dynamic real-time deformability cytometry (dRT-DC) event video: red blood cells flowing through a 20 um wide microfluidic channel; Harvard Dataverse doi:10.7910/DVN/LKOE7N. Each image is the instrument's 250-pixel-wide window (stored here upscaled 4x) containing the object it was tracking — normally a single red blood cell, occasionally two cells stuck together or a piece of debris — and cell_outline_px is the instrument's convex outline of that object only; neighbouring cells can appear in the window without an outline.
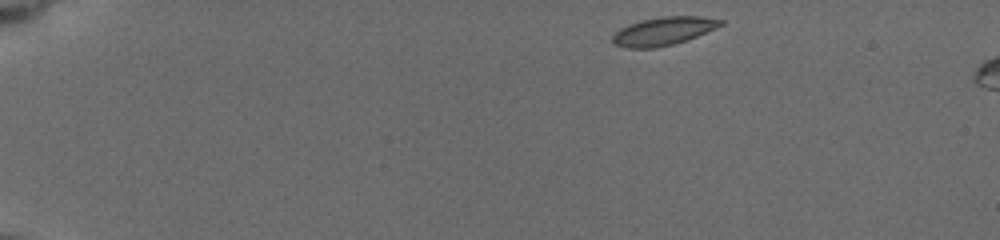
{"species": "common noctule bat (a hibernating species)", "species_latin": "Nyctalus noctula", "temperature_condition": "cold", "stored_images_in_passage": 41, "camera_frame_rate_fps": 3000, "um_per_image_px": 0.085, "animal": {"sex": "female", "body_mass_g": 19.5, "forearm_length_mm": 54.1}, "frame": {"image": 1, "passage_image": 1, "time_ms": 0.0, "image_size_px": [1000, 240], "cell_outline_px": [[724, 24], [696, 36], [672, 44], [656, 48], [628, 48], [612, 44], [612, 36], [620, 28], [628, 24], [640, 20], [664, 16], [700, 16], [724, 20]], "centroid_in_image_um": [56.35, 2.64], "position_along_channel_um": 28.6, "area_um2": 17.69}}
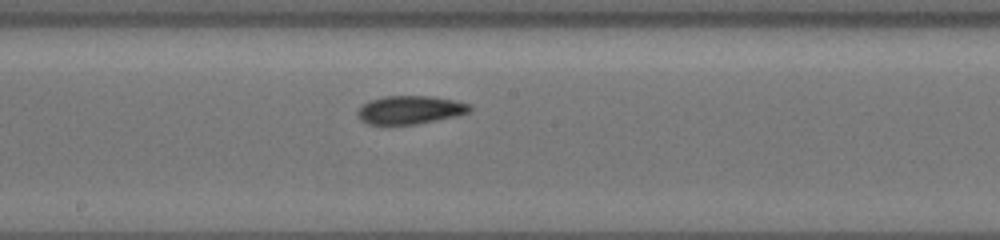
{"frame": {"image": 2, "passage_image": 17, "time_ms": 7.667, "image_size_px": [1000, 240], "cell_outline_px": [[472, 108], [468, 112], [456, 116], [416, 124], [368, 124], [356, 112], [368, 100], [384, 96], [432, 96], [456, 100], [472, 104]], "centroid_in_image_um": [34.91, 9.32], "position_along_channel_um": 213.3, "area_um2": 18.38}}
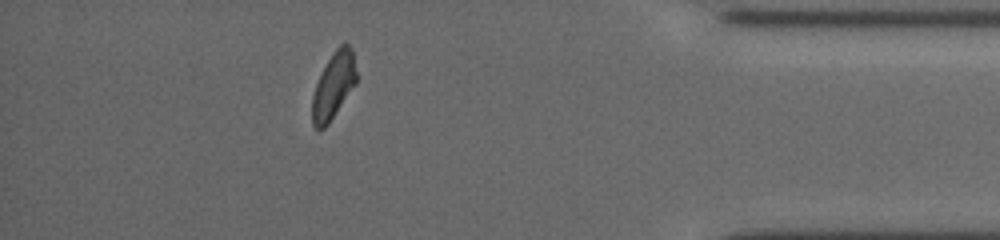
{"frame": {"image": 3, "passage_image": 34, "time_ms": 13.667, "image_size_px": [1000, 240], "cell_outline_px": [[356, 84], [328, 124], [324, 128], [316, 128], [312, 124], [312, 96], [316, 84], [332, 52], [340, 44], [348, 44], [352, 48], [356, 72]], "centroid_in_image_um": [28.35, 7.27], "position_along_channel_um": 406.8, "area_um2": 16.88}, "authors_computed_cell_mechanics": {"area_um2": 17.918, "velocity_mm_per_s": 3.7567, "shape_relaxation_time_tau1_ms": 6.0836, "shape_relaxation_time_tau2_ms": 3.9102, "deformation_change_tau1": 0.116, "deformation_change_tau2": 0.0927}}